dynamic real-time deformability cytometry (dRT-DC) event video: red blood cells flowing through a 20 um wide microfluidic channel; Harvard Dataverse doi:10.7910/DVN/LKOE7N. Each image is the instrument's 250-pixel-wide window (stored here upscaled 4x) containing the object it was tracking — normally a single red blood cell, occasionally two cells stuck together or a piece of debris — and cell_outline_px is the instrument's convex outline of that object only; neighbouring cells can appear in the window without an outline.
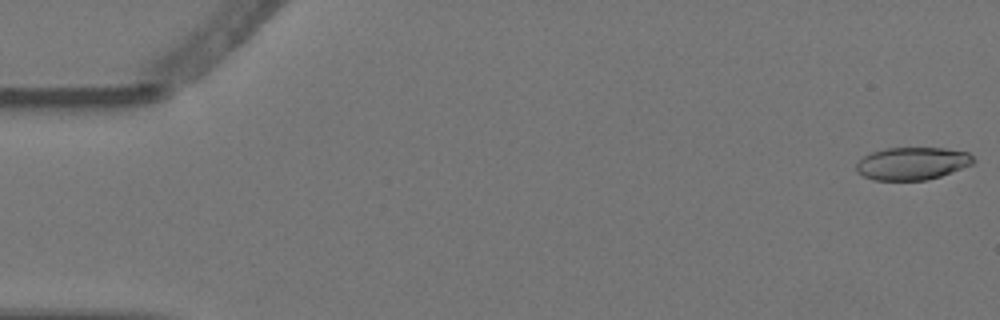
{"species": "Egyptian fruit bat (a non-hibernating species)", "species_latin": "Rousettus aegyptiacus", "temperature_condition": "warm", "stored_images_in_passage": 6, "segment_of_instrument_passage": [2, 2], "camera_frame_rate_fps": 3000, "um_per_image_px": 0.085, "animal": {"sex": "female"}, "frame": {"image": 1, "passage_image": 6, "time_ms": 1.667, "image_size_px": [1000, 320], "cell_outline_px": [[976, 160], [972, 164], [940, 176], [928, 180], [872, 180], [856, 172], [856, 164], [864, 156], [872, 152], [884, 148], [944, 148], [968, 152]], "centroid_in_image_um": [77.53, 13.89], "position_along_channel_um": 7.5, "area_um2": 22.25}}